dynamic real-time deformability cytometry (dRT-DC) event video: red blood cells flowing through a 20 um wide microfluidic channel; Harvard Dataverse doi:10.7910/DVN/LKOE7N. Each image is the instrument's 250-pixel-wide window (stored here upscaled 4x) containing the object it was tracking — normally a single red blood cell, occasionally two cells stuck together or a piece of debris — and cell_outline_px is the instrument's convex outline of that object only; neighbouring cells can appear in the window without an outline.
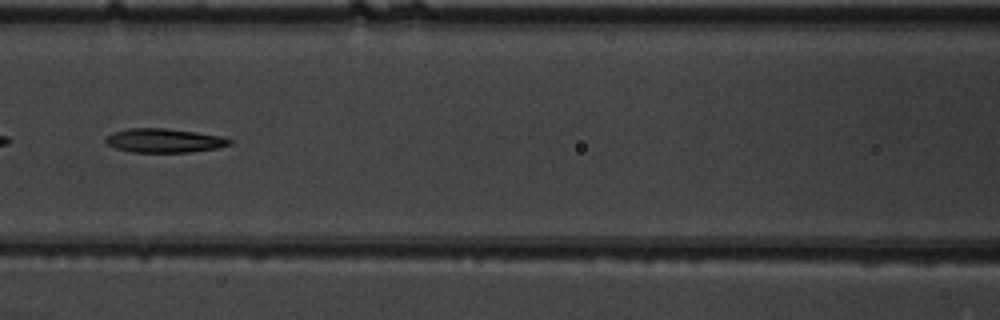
{"species": "common noctule bat (a hibernating species)", "species_latin": "Nyctalus noctula", "temperature_condition": "warm", "stored_images_in_passage": 41, "camera_frame_rate_fps": 3000, "um_per_image_px": 0.085, "animal": {"sex": "male", "body_mass_g": 19.5, "forearm_length_mm": 54.6}, "frame": {"image": 1, "passage_image": 13, "time_ms": 4.0, "image_size_px": [1000, 320], "cell_outline_px": [[232, 144], [216, 148], [188, 152], [132, 152], [116, 148], [108, 144], [104, 140], [112, 132], [128, 128], [168, 128], [224, 136], [232, 140]], "centroid_in_image_um": [13.97, 11.93], "position_along_channel_um": 152.6, "area_um2": 17.34}}
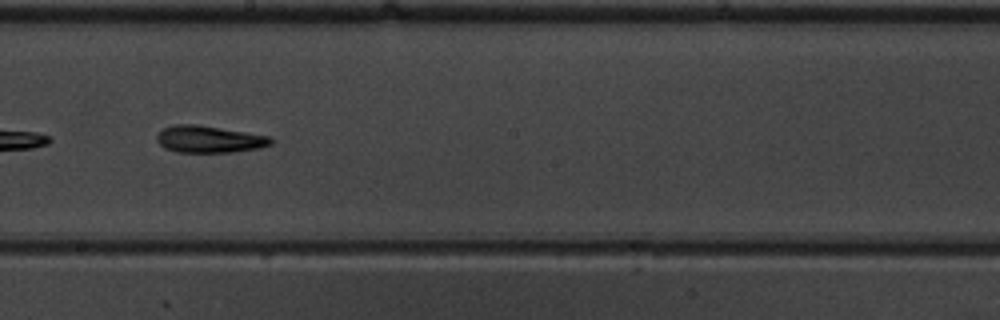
{"frame": {"image": 2, "passage_image": 19, "time_ms": 6.0, "image_size_px": [1000, 320], "cell_outline_px": [[272, 144], [260, 148], [232, 152], [176, 152], [164, 148], [156, 140], [156, 136], [164, 128], [176, 124], [192, 124], [220, 128], [268, 136], [272, 140]], "centroid_in_image_um": [17.75, 11.85], "position_along_channel_um": 230.4, "area_um2": 17.69}}
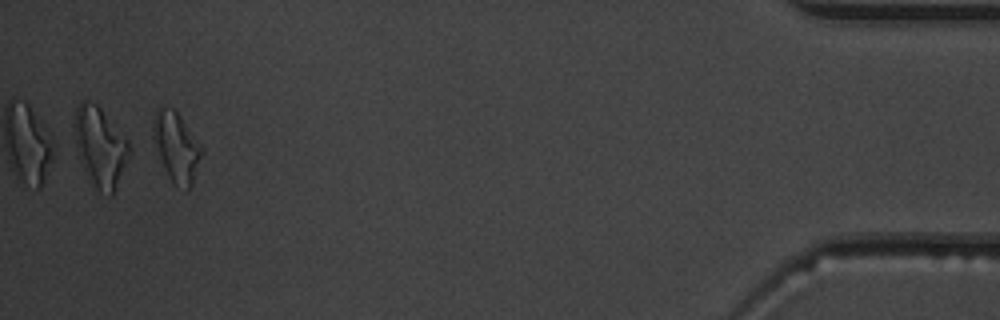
{"frame": {"image": 3, "passage_image": 39, "time_ms": 12.667, "image_size_px": [1000, 320], "cell_outline_px": [[204, 152], [192, 184], [188, 188], [176, 184], [172, 180], [160, 156], [152, 136], [152, 120], [156, 108], [172, 108], [180, 116], [204, 148]], "centroid_in_image_um": [15.02, 12.43], "position_along_channel_um": 420.2, "area_um2": 19.19}, "authors_computed_cell_mechanics": {"area_um2": 17.6868, "velocity_mm_per_s": 3.8954, "shape_relaxation_time_tau1_ms": 6.2106, "shape_relaxation_time_tau2_ms": 7.449, "deformation_change_tau1": 0.217, "deformation_change_tau2": 0.2322}}